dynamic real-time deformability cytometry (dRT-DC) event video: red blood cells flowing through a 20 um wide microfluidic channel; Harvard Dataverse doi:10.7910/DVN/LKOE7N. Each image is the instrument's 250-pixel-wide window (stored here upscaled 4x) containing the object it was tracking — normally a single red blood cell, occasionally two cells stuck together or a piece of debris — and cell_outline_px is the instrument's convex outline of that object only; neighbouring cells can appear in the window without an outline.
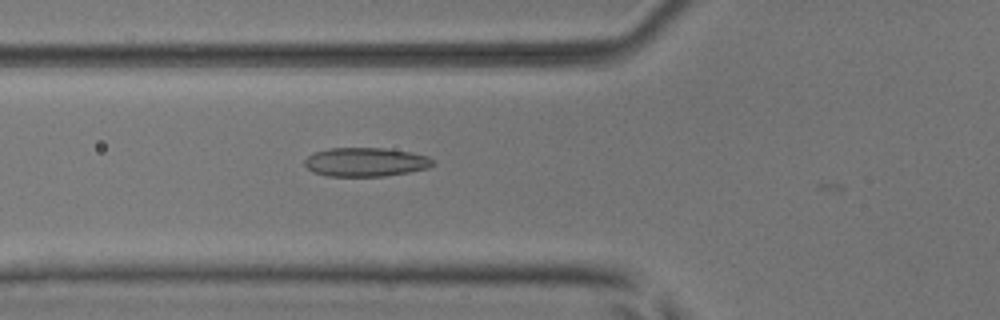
{"species": "common noctule bat (a hibernating species)", "species_latin": "Nyctalus noctula", "temperature_condition": "room temperature", "stored_images_in_passage": 35, "camera_frame_rate_fps": 3000, "um_per_image_px": 0.085, "animal": {"sex": "male", "body_mass_g": 17.9, "forearm_length_mm": 54.2}, "frame": {"image": 1, "passage_image": 6, "time_ms": 1.667, "image_size_px": [1000, 320], "cell_outline_px": [[436, 164], [428, 168], [408, 172], [384, 176], [328, 176], [312, 172], [304, 164], [304, 160], [308, 156], [316, 152], [328, 148], [384, 148], [412, 152], [428, 156]], "centroid_in_image_um": [31.09, 13.77], "position_along_channel_um": 94.7, "area_um2": 21.62}}
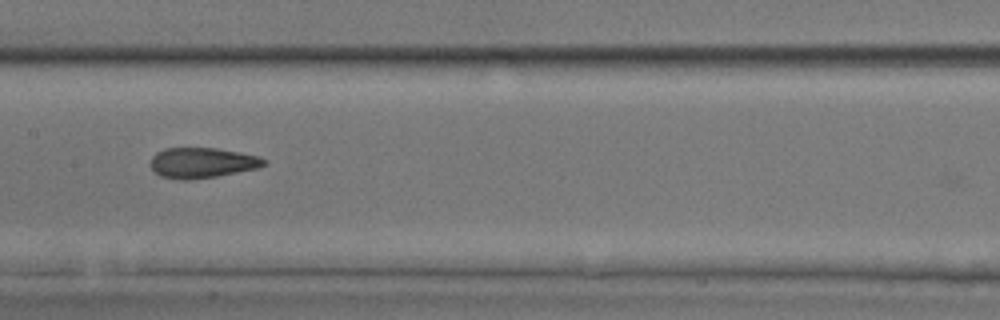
{"frame": {"image": 2, "passage_image": 13, "time_ms": 4.0, "image_size_px": [1000, 320], "cell_outline_px": [[268, 164], [256, 168], [216, 176], [188, 180], [180, 180], [160, 176], [152, 168], [152, 156], [156, 152], [164, 148], [216, 148], [240, 152], [260, 156], [268, 160]], "centroid_in_image_um": [17.21, 13.83], "position_along_channel_um": 190.2, "area_um2": 20.06}}
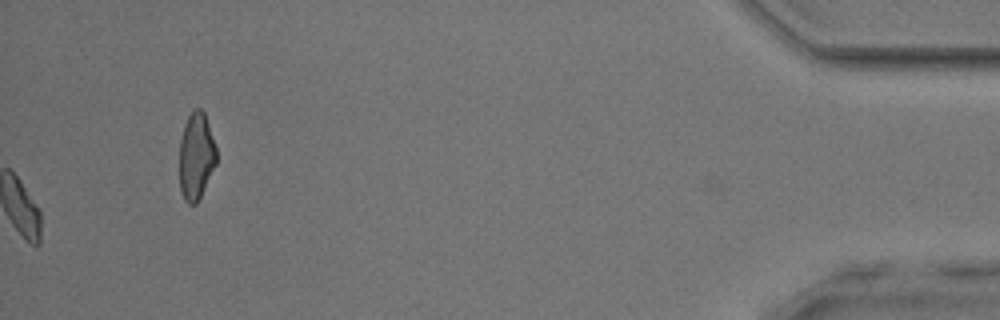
{"frame": {"image": 3, "passage_image": 35, "time_ms": 11.333, "image_size_px": [1000, 320], "cell_outline_px": [[216, 164], [196, 204], [188, 204], [184, 200], [180, 188], [180, 140], [184, 124], [188, 116], [196, 108], [200, 108], [204, 112], [216, 148]], "centroid_in_image_um": [16.66, 13.27], "position_along_channel_um": 418.5, "area_um2": 18.5}, "authors_computed_cell_mechanics": {"area_um2": 19.8832, "velocity_mm_per_s": 4.0828, "shape_relaxation_time_tau1_ms": 8.7212, "shape_relaxation_time_tau2_ms": 1.5767, "deformation_change_tau1": 0.2187, "deformation_change_tau2": 0.0787}}